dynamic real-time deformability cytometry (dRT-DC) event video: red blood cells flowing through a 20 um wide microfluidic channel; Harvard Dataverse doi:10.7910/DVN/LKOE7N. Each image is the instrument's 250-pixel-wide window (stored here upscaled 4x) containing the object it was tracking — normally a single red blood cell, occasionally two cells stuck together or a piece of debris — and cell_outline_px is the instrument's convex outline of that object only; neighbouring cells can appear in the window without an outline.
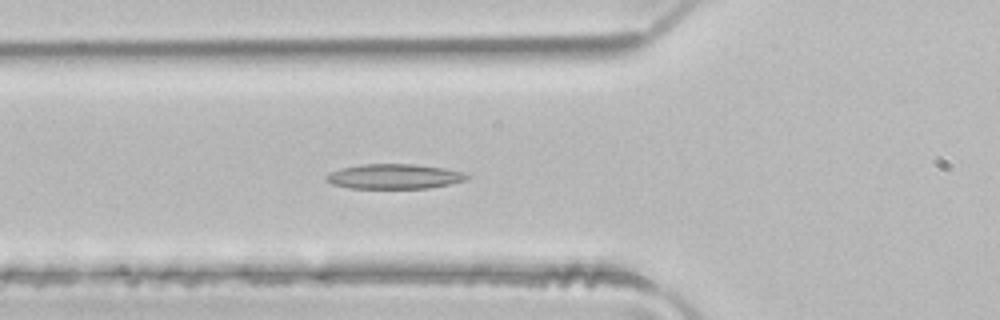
{"species": "common noctule bat (a hibernating species)", "species_latin": "Nyctalus noctula", "temperature_condition": "room temperature", "stored_images_in_passage": 50, "camera_frame_rate_fps": 3000, "um_per_image_px": 0.085, "animal": {"sex": "male", "body_mass_g": 21.5, "forearm_length_mm": 52.0}, "frame": {"image": 1, "passage_image": 18, "time_ms": 5.667, "image_size_px": [1000, 320], "cell_outline_px": [[472, 176], [464, 180], [448, 184], [428, 188], [348, 188], [332, 184], [324, 180], [324, 176], [328, 172], [340, 168], [360, 164], [416, 164], [444, 168], [464, 172]], "centroid_in_image_um": [33.45, 14.99], "position_along_channel_um": 92.3, "area_um2": 20.58}}
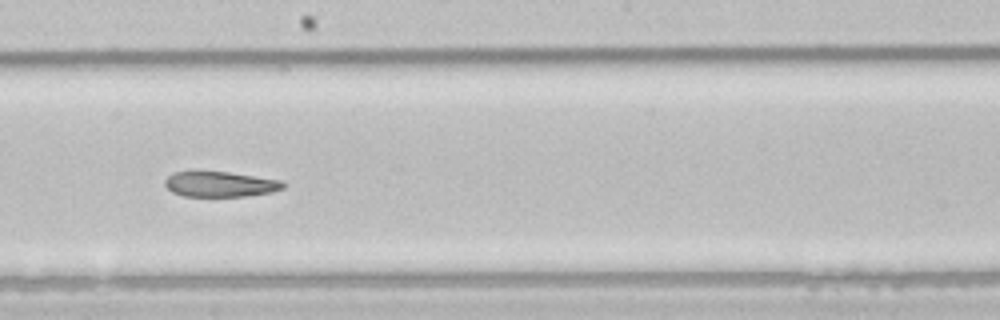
{"frame": {"image": 2, "passage_image": 28, "time_ms": 9.0, "image_size_px": [1000, 320], "cell_outline_px": [[288, 184], [284, 188], [272, 192], [244, 196], [184, 196], [172, 192], [164, 184], [164, 180], [172, 172], [196, 168], [228, 172], [284, 180]], "centroid_in_image_um": [18.68, 15.6], "position_along_channel_um": 229.5, "area_um2": 18.32}}
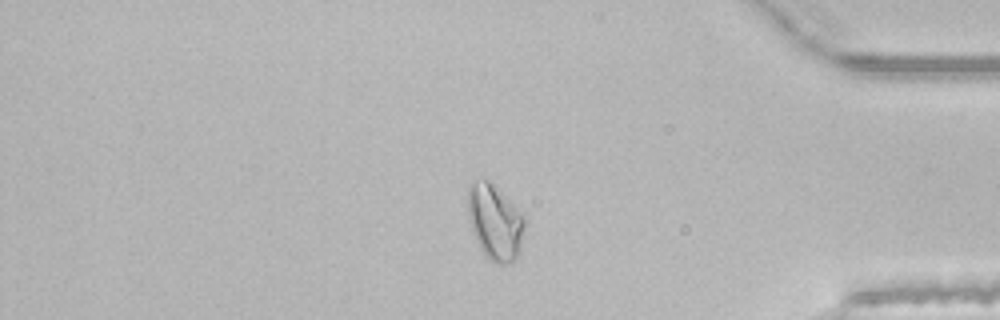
{"frame": {"image": 3, "passage_image": 42, "time_ms": 13.667, "image_size_px": [1000, 320], "cell_outline_px": [[528, 220], [520, 252], [512, 260], [504, 264], [496, 264], [484, 256], [472, 232], [468, 216], [468, 184], [472, 180], [492, 180]], "centroid_in_image_um": [42.09, 18.85], "position_along_channel_um": 393.1, "area_um2": 25.72}, "authors_computed_cell_mechanics": {"area_um2": 21.8773, "velocity_mm_per_s": 4.1056, "shape_relaxation_time_tau1_ms": 11.0008, "shape_relaxation_time_tau2_ms": 2.3706, "deformation_change_tau1": 0.2459, "deformation_change_tau2": 0.0905}}